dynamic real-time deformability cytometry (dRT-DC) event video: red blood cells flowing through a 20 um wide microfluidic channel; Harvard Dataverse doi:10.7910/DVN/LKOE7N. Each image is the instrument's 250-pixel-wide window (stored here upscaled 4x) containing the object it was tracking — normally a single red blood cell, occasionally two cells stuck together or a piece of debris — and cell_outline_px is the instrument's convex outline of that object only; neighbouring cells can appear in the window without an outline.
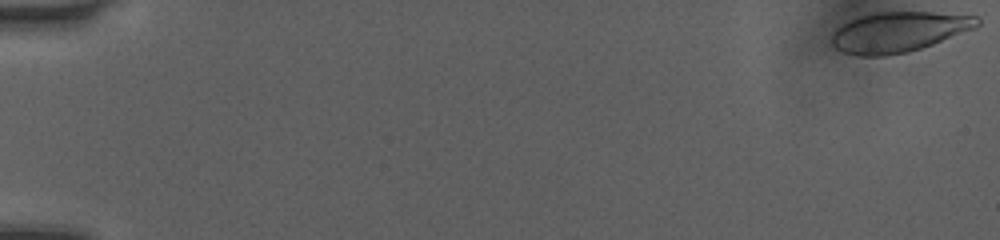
{"species": "human", "species_latin": "Homo sapiens", "temperature_condition": "room temperature", "stored_images_in_passage": 52, "camera_frame_rate_fps": 3000, "um_per_image_px": 0.085, "donor": {"sex": "female"}, "frame": {"image": 1, "passage_image": 1, "time_ms": 0.0, "image_size_px": [1000, 240], "cell_outline_px": [[980, 24], [976, 28], [932, 44], [908, 52], [884, 56], [856, 56], [840, 52], [832, 44], [832, 32], [836, 28], [860, 16], [876, 12], [932, 12], [980, 16]], "centroid_in_image_um": [76.39, 2.72], "position_along_channel_um": 8.6, "area_um2": 34.22}}
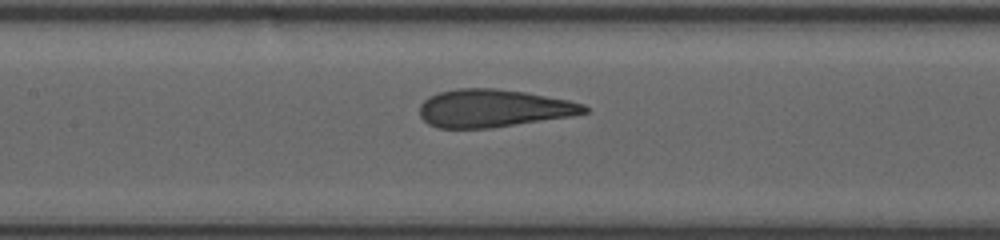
{"frame": {"image": 2, "passage_image": 26, "time_ms": 8.333, "image_size_px": [1000, 240], "cell_outline_px": [[588, 112], [572, 116], [492, 128], [440, 128], [428, 124], [420, 116], [420, 104], [428, 96], [440, 92], [456, 88], [496, 88], [524, 92], [568, 100], [584, 104], [588, 108]], "centroid_in_image_um": [41.92, 9.2], "position_along_channel_um": 165.5, "area_um2": 36.3}}
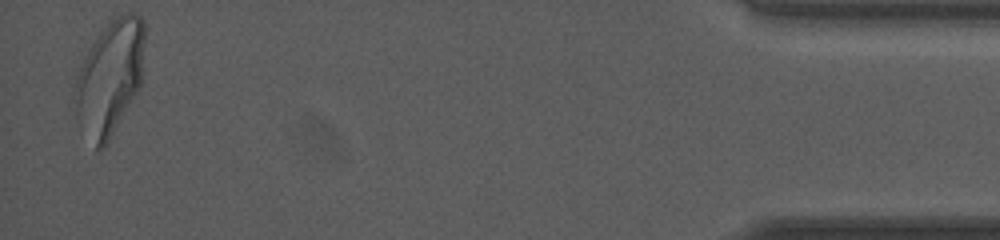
{"frame": {"image": 3, "passage_image": 51, "time_ms": 16.667, "image_size_px": [1000, 240], "cell_outline_px": [[144, 40], [140, 88], [104, 148], [96, 148], [76, 116], [76, 76], [92, 44], [108, 20], [124, 12], [132, 12], [140, 16], [144, 20]], "centroid_in_image_um": [9.37, 6.52], "position_along_channel_um": 425.8, "area_um2": 45.66}, "authors_computed_cell_mechanics": {"area_um2": 36.703, "velocity_mm_per_s": 4.0476, "shape_relaxation_time_tau1_ms": 5.3693, "shape_relaxation_time_tau2_ms": 0.688, "deformation_change_tau1": 0.2138, "deformation_change_tau2": 0.0787}}